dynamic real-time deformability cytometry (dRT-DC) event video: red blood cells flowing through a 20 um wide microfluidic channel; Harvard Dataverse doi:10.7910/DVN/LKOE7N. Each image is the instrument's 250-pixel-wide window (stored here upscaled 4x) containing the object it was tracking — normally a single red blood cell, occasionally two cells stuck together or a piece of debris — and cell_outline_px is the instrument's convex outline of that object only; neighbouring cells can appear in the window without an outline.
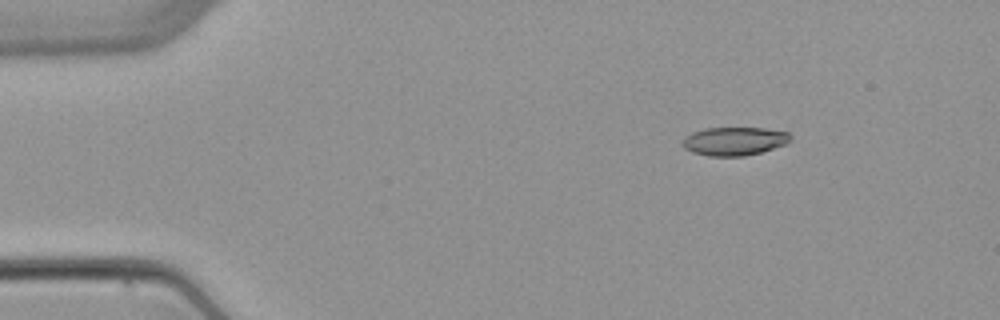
{"species": "common noctule bat (a hibernating species)", "species_latin": "Nyctalus noctula", "temperature_condition": "warm", "stored_images_in_passage": 4, "camera_frame_rate_fps": 3000, "um_per_image_px": 0.085, "animal": {"sex": "female", "body_mass_g": 22.7, "forearm_length_mm": 54.2}, "frame": {"image": 1, "passage_image": 2, "time_ms": 2.0, "image_size_px": [1000, 320], "cell_outline_px": [[792, 140], [788, 144], [760, 152], [744, 156], [708, 156], [692, 152], [684, 148], [680, 144], [680, 140], [684, 136], [692, 132], [704, 128], [764, 128], [788, 132], [792, 136]], "centroid_in_image_um": [62.39, 12.0], "position_along_channel_um": 22.6, "area_um2": 18.21}}